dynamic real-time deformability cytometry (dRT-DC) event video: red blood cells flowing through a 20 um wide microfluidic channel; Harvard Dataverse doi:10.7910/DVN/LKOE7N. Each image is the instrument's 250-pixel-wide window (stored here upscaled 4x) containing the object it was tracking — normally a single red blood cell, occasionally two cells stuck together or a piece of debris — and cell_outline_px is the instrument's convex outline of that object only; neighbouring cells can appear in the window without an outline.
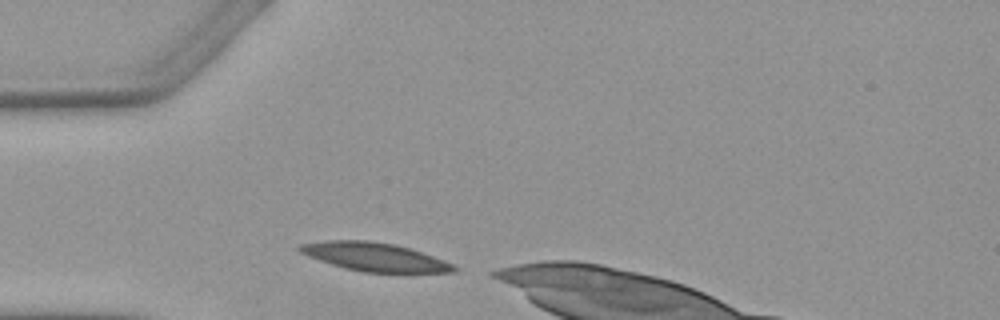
{"species": "Egyptian fruit bat (a non-hibernating species)", "species_latin": "Rousettus aegyptiacus", "temperature_condition": "warm", "stored_images_in_passage": 1, "camera_frame_rate_fps": 3000, "um_per_image_px": 0.085, "animal": {"sex": "female"}, "frame": {"image": 1, "passage_image": 1, "time_ms": 0.0, "image_size_px": [1000, 320], "cell_outline_px": [[460, 268], [456, 272], [364, 272], [344, 268], [308, 256], [300, 252], [296, 248], [300, 244], [324, 240], [368, 240], [396, 244], [444, 260]], "centroid_in_image_um": [31.82, 21.82], "position_along_channel_um": 53.2, "area_um2": 25.43}}